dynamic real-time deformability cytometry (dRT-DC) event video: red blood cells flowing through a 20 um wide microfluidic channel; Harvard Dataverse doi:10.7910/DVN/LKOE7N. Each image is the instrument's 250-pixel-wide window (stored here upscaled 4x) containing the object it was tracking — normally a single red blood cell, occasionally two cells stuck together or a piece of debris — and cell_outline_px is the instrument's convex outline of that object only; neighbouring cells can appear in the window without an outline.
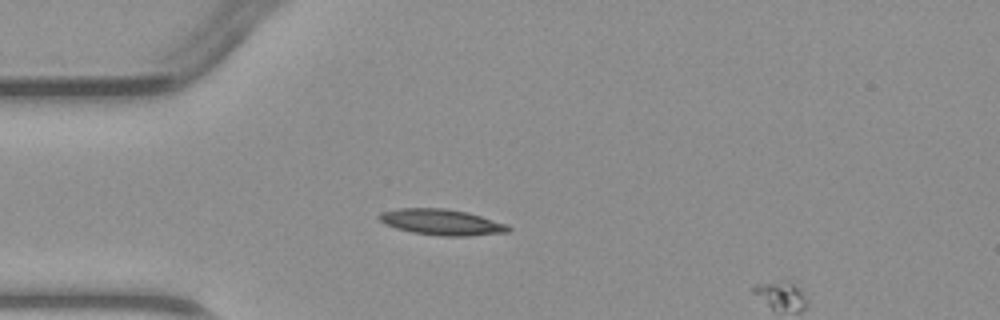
{"species": "common noctule bat (a hibernating species)", "species_latin": "Nyctalus noctula", "temperature_condition": "warm", "stored_images_in_passage": 4, "camera_frame_rate_fps": 3000, "um_per_image_px": 0.085, "animal": {"sex": "male", "body_mass_g": 23.1, "forearm_length_mm": 52.7}, "frame": {"image": 1, "passage_image": 3, "time_ms": 2.667, "image_size_px": [1000, 320], "cell_outline_px": [[512, 228], [508, 232], [468, 236], [440, 236], [412, 232], [396, 228], [384, 224], [376, 216], [380, 212], [400, 208], [444, 208], [468, 212], [508, 224]], "centroid_in_image_um": [37.54, 18.88], "position_along_channel_um": 47.5, "area_um2": 19.65}}